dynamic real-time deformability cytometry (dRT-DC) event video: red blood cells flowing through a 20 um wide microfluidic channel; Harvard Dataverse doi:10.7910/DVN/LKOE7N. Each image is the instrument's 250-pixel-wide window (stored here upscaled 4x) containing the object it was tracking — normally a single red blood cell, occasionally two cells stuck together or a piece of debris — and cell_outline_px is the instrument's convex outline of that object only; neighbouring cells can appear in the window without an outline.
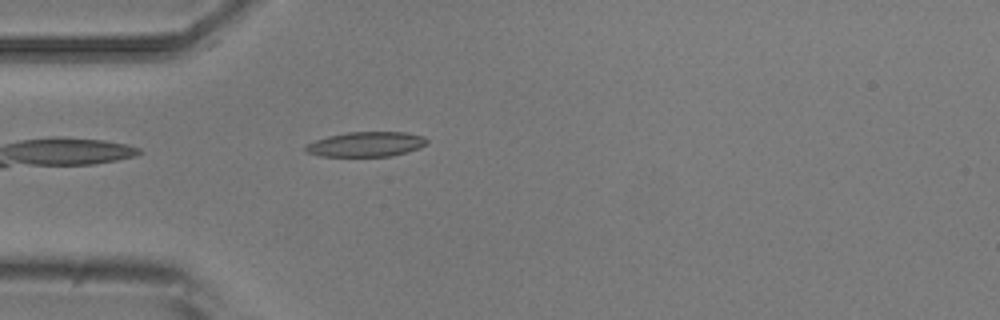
{"species": "common noctule bat (a hibernating species)", "species_latin": "Nyctalus noctula", "temperature_condition": "room temperature", "stored_images_in_passage": 2, "camera_frame_rate_fps": 3000, "um_per_image_px": 0.085, "animal": {"sex": "male", "body_mass_g": 20.5, "forearm_length_mm": 52.5}, "frame": {"image": 1, "passage_image": 2, "time_ms": 2.0, "image_size_px": [1000, 320], "cell_outline_px": [[428, 144], [420, 148], [392, 156], [320, 156], [308, 152], [304, 148], [308, 144], [316, 140], [328, 136], [348, 132], [404, 132], [424, 136], [428, 140]], "centroid_in_image_um": [31.17, 12.26], "position_along_channel_um": 53.8, "area_um2": 17.51}}